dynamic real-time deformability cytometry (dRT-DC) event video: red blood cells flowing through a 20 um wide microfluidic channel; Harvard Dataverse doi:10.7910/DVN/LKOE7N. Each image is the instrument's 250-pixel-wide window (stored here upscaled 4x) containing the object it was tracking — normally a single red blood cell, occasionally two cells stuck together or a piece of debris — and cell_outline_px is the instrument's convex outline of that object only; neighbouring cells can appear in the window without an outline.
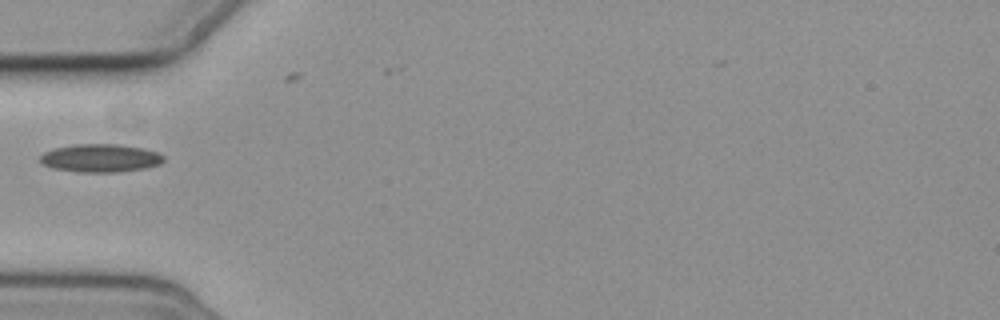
{"species": "common noctule bat (a hibernating species)", "species_latin": "Nyctalus noctula", "temperature_condition": "cold", "stored_images_in_passage": 2, "camera_frame_rate_fps": 3000, "um_per_image_px": 0.085, "animal": {"sex": "female", "body_mass_g": 19.3, "forearm_length_mm": 54.1}, "frame": {"image": 1, "passage_image": 1, "time_ms": 0.0, "image_size_px": [1000, 320], "cell_outline_px": [[164, 160], [160, 164], [144, 168], [120, 172], [76, 172], [52, 168], [40, 164], [40, 156], [44, 152], [52, 148], [76, 144], [120, 144], [144, 148], [156, 152], [164, 156]], "centroid_in_image_um": [8.5, 13.44], "position_along_channel_um": 76.5, "area_um2": 20.46}}